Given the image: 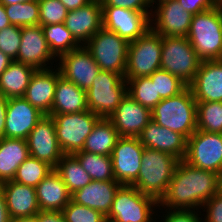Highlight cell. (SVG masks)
I'll return each mask as SVG.
<instances>
[{"instance_id": "cell-30", "label": "cell", "mask_w": 222, "mask_h": 222, "mask_svg": "<svg viewBox=\"0 0 222 222\" xmlns=\"http://www.w3.org/2000/svg\"><path fill=\"white\" fill-rule=\"evenodd\" d=\"M119 138L114 125L108 119L101 118L85 139L82 151L111 156Z\"/></svg>"}, {"instance_id": "cell-36", "label": "cell", "mask_w": 222, "mask_h": 222, "mask_svg": "<svg viewBox=\"0 0 222 222\" xmlns=\"http://www.w3.org/2000/svg\"><path fill=\"white\" fill-rule=\"evenodd\" d=\"M11 25L20 27L40 25L38 0L4 6Z\"/></svg>"}, {"instance_id": "cell-10", "label": "cell", "mask_w": 222, "mask_h": 222, "mask_svg": "<svg viewBox=\"0 0 222 222\" xmlns=\"http://www.w3.org/2000/svg\"><path fill=\"white\" fill-rule=\"evenodd\" d=\"M59 146L64 154H74L83 149L85 139L101 119L90 110L69 113L51 114Z\"/></svg>"}, {"instance_id": "cell-9", "label": "cell", "mask_w": 222, "mask_h": 222, "mask_svg": "<svg viewBox=\"0 0 222 222\" xmlns=\"http://www.w3.org/2000/svg\"><path fill=\"white\" fill-rule=\"evenodd\" d=\"M162 36L149 29L129 43L125 80L150 76L161 67Z\"/></svg>"}, {"instance_id": "cell-19", "label": "cell", "mask_w": 222, "mask_h": 222, "mask_svg": "<svg viewBox=\"0 0 222 222\" xmlns=\"http://www.w3.org/2000/svg\"><path fill=\"white\" fill-rule=\"evenodd\" d=\"M43 116L24 97L8 98L5 137L26 140Z\"/></svg>"}, {"instance_id": "cell-44", "label": "cell", "mask_w": 222, "mask_h": 222, "mask_svg": "<svg viewBox=\"0 0 222 222\" xmlns=\"http://www.w3.org/2000/svg\"><path fill=\"white\" fill-rule=\"evenodd\" d=\"M163 217V222H203L195 210L169 209Z\"/></svg>"}, {"instance_id": "cell-53", "label": "cell", "mask_w": 222, "mask_h": 222, "mask_svg": "<svg viewBox=\"0 0 222 222\" xmlns=\"http://www.w3.org/2000/svg\"><path fill=\"white\" fill-rule=\"evenodd\" d=\"M30 0H0V3H2L4 6L22 3Z\"/></svg>"}, {"instance_id": "cell-47", "label": "cell", "mask_w": 222, "mask_h": 222, "mask_svg": "<svg viewBox=\"0 0 222 222\" xmlns=\"http://www.w3.org/2000/svg\"><path fill=\"white\" fill-rule=\"evenodd\" d=\"M7 103L8 98L0 92V138L5 137Z\"/></svg>"}, {"instance_id": "cell-56", "label": "cell", "mask_w": 222, "mask_h": 222, "mask_svg": "<svg viewBox=\"0 0 222 222\" xmlns=\"http://www.w3.org/2000/svg\"><path fill=\"white\" fill-rule=\"evenodd\" d=\"M156 1H157V2H161V1H164V0H151L152 5H154V3H156Z\"/></svg>"}, {"instance_id": "cell-32", "label": "cell", "mask_w": 222, "mask_h": 222, "mask_svg": "<svg viewBox=\"0 0 222 222\" xmlns=\"http://www.w3.org/2000/svg\"><path fill=\"white\" fill-rule=\"evenodd\" d=\"M73 155L78 159L82 168L90 175L92 180H115L111 156L94 154L82 150Z\"/></svg>"}, {"instance_id": "cell-35", "label": "cell", "mask_w": 222, "mask_h": 222, "mask_svg": "<svg viewBox=\"0 0 222 222\" xmlns=\"http://www.w3.org/2000/svg\"><path fill=\"white\" fill-rule=\"evenodd\" d=\"M53 170L48 163L29 156L18 167L13 181L36 187Z\"/></svg>"}, {"instance_id": "cell-48", "label": "cell", "mask_w": 222, "mask_h": 222, "mask_svg": "<svg viewBox=\"0 0 222 222\" xmlns=\"http://www.w3.org/2000/svg\"><path fill=\"white\" fill-rule=\"evenodd\" d=\"M11 217L7 210L6 200L2 188L0 187V222H10Z\"/></svg>"}, {"instance_id": "cell-25", "label": "cell", "mask_w": 222, "mask_h": 222, "mask_svg": "<svg viewBox=\"0 0 222 222\" xmlns=\"http://www.w3.org/2000/svg\"><path fill=\"white\" fill-rule=\"evenodd\" d=\"M11 219L36 215L40 209L36 188L13 180L0 184Z\"/></svg>"}, {"instance_id": "cell-13", "label": "cell", "mask_w": 222, "mask_h": 222, "mask_svg": "<svg viewBox=\"0 0 222 222\" xmlns=\"http://www.w3.org/2000/svg\"><path fill=\"white\" fill-rule=\"evenodd\" d=\"M145 147L138 137H120L111 154L115 181L132 185L138 178Z\"/></svg>"}, {"instance_id": "cell-12", "label": "cell", "mask_w": 222, "mask_h": 222, "mask_svg": "<svg viewBox=\"0 0 222 222\" xmlns=\"http://www.w3.org/2000/svg\"><path fill=\"white\" fill-rule=\"evenodd\" d=\"M152 12H140L114 6H102V27L117 33L129 43L150 29Z\"/></svg>"}, {"instance_id": "cell-14", "label": "cell", "mask_w": 222, "mask_h": 222, "mask_svg": "<svg viewBox=\"0 0 222 222\" xmlns=\"http://www.w3.org/2000/svg\"><path fill=\"white\" fill-rule=\"evenodd\" d=\"M156 4L157 9L150 16V29L162 37H187L193 14L184 10L178 0H164Z\"/></svg>"}, {"instance_id": "cell-52", "label": "cell", "mask_w": 222, "mask_h": 222, "mask_svg": "<svg viewBox=\"0 0 222 222\" xmlns=\"http://www.w3.org/2000/svg\"><path fill=\"white\" fill-rule=\"evenodd\" d=\"M10 222H38L37 214L33 216L18 217L11 219Z\"/></svg>"}, {"instance_id": "cell-5", "label": "cell", "mask_w": 222, "mask_h": 222, "mask_svg": "<svg viewBox=\"0 0 222 222\" xmlns=\"http://www.w3.org/2000/svg\"><path fill=\"white\" fill-rule=\"evenodd\" d=\"M126 94L127 81L124 77L101 70L86 91L88 109L100 118L108 119Z\"/></svg>"}, {"instance_id": "cell-50", "label": "cell", "mask_w": 222, "mask_h": 222, "mask_svg": "<svg viewBox=\"0 0 222 222\" xmlns=\"http://www.w3.org/2000/svg\"><path fill=\"white\" fill-rule=\"evenodd\" d=\"M8 55L0 51V75L7 69V67L13 62Z\"/></svg>"}, {"instance_id": "cell-26", "label": "cell", "mask_w": 222, "mask_h": 222, "mask_svg": "<svg viewBox=\"0 0 222 222\" xmlns=\"http://www.w3.org/2000/svg\"><path fill=\"white\" fill-rule=\"evenodd\" d=\"M35 188L40 211H62L71 201L67 186L55 170Z\"/></svg>"}, {"instance_id": "cell-41", "label": "cell", "mask_w": 222, "mask_h": 222, "mask_svg": "<svg viewBox=\"0 0 222 222\" xmlns=\"http://www.w3.org/2000/svg\"><path fill=\"white\" fill-rule=\"evenodd\" d=\"M21 28L16 25H9L0 30V51L16 60L19 46L21 45Z\"/></svg>"}, {"instance_id": "cell-4", "label": "cell", "mask_w": 222, "mask_h": 222, "mask_svg": "<svg viewBox=\"0 0 222 222\" xmlns=\"http://www.w3.org/2000/svg\"><path fill=\"white\" fill-rule=\"evenodd\" d=\"M202 60H222V11L217 6L193 15L187 35Z\"/></svg>"}, {"instance_id": "cell-29", "label": "cell", "mask_w": 222, "mask_h": 222, "mask_svg": "<svg viewBox=\"0 0 222 222\" xmlns=\"http://www.w3.org/2000/svg\"><path fill=\"white\" fill-rule=\"evenodd\" d=\"M36 69L13 61L0 75V92L6 98L23 97Z\"/></svg>"}, {"instance_id": "cell-33", "label": "cell", "mask_w": 222, "mask_h": 222, "mask_svg": "<svg viewBox=\"0 0 222 222\" xmlns=\"http://www.w3.org/2000/svg\"><path fill=\"white\" fill-rule=\"evenodd\" d=\"M41 27L51 52L57 58L81 46L66 28L65 23Z\"/></svg>"}, {"instance_id": "cell-21", "label": "cell", "mask_w": 222, "mask_h": 222, "mask_svg": "<svg viewBox=\"0 0 222 222\" xmlns=\"http://www.w3.org/2000/svg\"><path fill=\"white\" fill-rule=\"evenodd\" d=\"M64 23L74 39L85 45L102 28V3L92 0L83 7L68 11Z\"/></svg>"}, {"instance_id": "cell-40", "label": "cell", "mask_w": 222, "mask_h": 222, "mask_svg": "<svg viewBox=\"0 0 222 222\" xmlns=\"http://www.w3.org/2000/svg\"><path fill=\"white\" fill-rule=\"evenodd\" d=\"M40 9V25L64 23L68 14L67 8L60 0H38Z\"/></svg>"}, {"instance_id": "cell-8", "label": "cell", "mask_w": 222, "mask_h": 222, "mask_svg": "<svg viewBox=\"0 0 222 222\" xmlns=\"http://www.w3.org/2000/svg\"><path fill=\"white\" fill-rule=\"evenodd\" d=\"M102 71L125 76L129 42L102 27L84 45Z\"/></svg>"}, {"instance_id": "cell-38", "label": "cell", "mask_w": 222, "mask_h": 222, "mask_svg": "<svg viewBox=\"0 0 222 222\" xmlns=\"http://www.w3.org/2000/svg\"><path fill=\"white\" fill-rule=\"evenodd\" d=\"M149 77L155 82L156 94L161 99L176 96L188 87L180 78L162 69L154 71Z\"/></svg>"}, {"instance_id": "cell-7", "label": "cell", "mask_w": 222, "mask_h": 222, "mask_svg": "<svg viewBox=\"0 0 222 222\" xmlns=\"http://www.w3.org/2000/svg\"><path fill=\"white\" fill-rule=\"evenodd\" d=\"M201 62L187 37H162L160 69L168 71L189 85Z\"/></svg>"}, {"instance_id": "cell-45", "label": "cell", "mask_w": 222, "mask_h": 222, "mask_svg": "<svg viewBox=\"0 0 222 222\" xmlns=\"http://www.w3.org/2000/svg\"><path fill=\"white\" fill-rule=\"evenodd\" d=\"M181 7L193 15L207 11L216 6V0H178Z\"/></svg>"}, {"instance_id": "cell-17", "label": "cell", "mask_w": 222, "mask_h": 222, "mask_svg": "<svg viewBox=\"0 0 222 222\" xmlns=\"http://www.w3.org/2000/svg\"><path fill=\"white\" fill-rule=\"evenodd\" d=\"M54 58L57 59L49 48L41 25L21 28V45L15 61L32 66L36 70H46L51 68L47 64Z\"/></svg>"}, {"instance_id": "cell-28", "label": "cell", "mask_w": 222, "mask_h": 222, "mask_svg": "<svg viewBox=\"0 0 222 222\" xmlns=\"http://www.w3.org/2000/svg\"><path fill=\"white\" fill-rule=\"evenodd\" d=\"M29 156L26 140L0 138V184L13 180L18 167Z\"/></svg>"}, {"instance_id": "cell-27", "label": "cell", "mask_w": 222, "mask_h": 222, "mask_svg": "<svg viewBox=\"0 0 222 222\" xmlns=\"http://www.w3.org/2000/svg\"><path fill=\"white\" fill-rule=\"evenodd\" d=\"M89 110L86 91L62 75L58 77L51 114H69Z\"/></svg>"}, {"instance_id": "cell-3", "label": "cell", "mask_w": 222, "mask_h": 222, "mask_svg": "<svg viewBox=\"0 0 222 222\" xmlns=\"http://www.w3.org/2000/svg\"><path fill=\"white\" fill-rule=\"evenodd\" d=\"M151 114L153 121L186 139L197 130V102L189 87L176 96L162 99Z\"/></svg>"}, {"instance_id": "cell-6", "label": "cell", "mask_w": 222, "mask_h": 222, "mask_svg": "<svg viewBox=\"0 0 222 222\" xmlns=\"http://www.w3.org/2000/svg\"><path fill=\"white\" fill-rule=\"evenodd\" d=\"M154 198L144 195L132 185H121L116 191L107 222H154Z\"/></svg>"}, {"instance_id": "cell-49", "label": "cell", "mask_w": 222, "mask_h": 222, "mask_svg": "<svg viewBox=\"0 0 222 222\" xmlns=\"http://www.w3.org/2000/svg\"><path fill=\"white\" fill-rule=\"evenodd\" d=\"M68 11L75 10L87 5L92 0H60Z\"/></svg>"}, {"instance_id": "cell-1", "label": "cell", "mask_w": 222, "mask_h": 222, "mask_svg": "<svg viewBox=\"0 0 222 222\" xmlns=\"http://www.w3.org/2000/svg\"><path fill=\"white\" fill-rule=\"evenodd\" d=\"M219 190V174L195 168L180 160L159 206L164 207L166 211L168 209H198L199 211V208L202 206L201 209H203V204Z\"/></svg>"}, {"instance_id": "cell-51", "label": "cell", "mask_w": 222, "mask_h": 222, "mask_svg": "<svg viewBox=\"0 0 222 222\" xmlns=\"http://www.w3.org/2000/svg\"><path fill=\"white\" fill-rule=\"evenodd\" d=\"M11 25L9 18L6 14L4 5L0 3V30L6 28L7 26Z\"/></svg>"}, {"instance_id": "cell-18", "label": "cell", "mask_w": 222, "mask_h": 222, "mask_svg": "<svg viewBox=\"0 0 222 222\" xmlns=\"http://www.w3.org/2000/svg\"><path fill=\"white\" fill-rule=\"evenodd\" d=\"M151 119V110L136 102L128 94L108 117L120 137H138Z\"/></svg>"}, {"instance_id": "cell-55", "label": "cell", "mask_w": 222, "mask_h": 222, "mask_svg": "<svg viewBox=\"0 0 222 222\" xmlns=\"http://www.w3.org/2000/svg\"><path fill=\"white\" fill-rule=\"evenodd\" d=\"M220 191H222V173L220 175Z\"/></svg>"}, {"instance_id": "cell-37", "label": "cell", "mask_w": 222, "mask_h": 222, "mask_svg": "<svg viewBox=\"0 0 222 222\" xmlns=\"http://www.w3.org/2000/svg\"><path fill=\"white\" fill-rule=\"evenodd\" d=\"M197 130L222 133V102H197Z\"/></svg>"}, {"instance_id": "cell-23", "label": "cell", "mask_w": 222, "mask_h": 222, "mask_svg": "<svg viewBox=\"0 0 222 222\" xmlns=\"http://www.w3.org/2000/svg\"><path fill=\"white\" fill-rule=\"evenodd\" d=\"M58 68L36 70L32 75L25 91L24 98L44 115H51L55 88L58 77Z\"/></svg>"}, {"instance_id": "cell-46", "label": "cell", "mask_w": 222, "mask_h": 222, "mask_svg": "<svg viewBox=\"0 0 222 222\" xmlns=\"http://www.w3.org/2000/svg\"><path fill=\"white\" fill-rule=\"evenodd\" d=\"M38 222H66L62 211H39Z\"/></svg>"}, {"instance_id": "cell-42", "label": "cell", "mask_w": 222, "mask_h": 222, "mask_svg": "<svg viewBox=\"0 0 222 222\" xmlns=\"http://www.w3.org/2000/svg\"><path fill=\"white\" fill-rule=\"evenodd\" d=\"M206 210L203 222H222V191H218L213 197L203 204Z\"/></svg>"}, {"instance_id": "cell-31", "label": "cell", "mask_w": 222, "mask_h": 222, "mask_svg": "<svg viewBox=\"0 0 222 222\" xmlns=\"http://www.w3.org/2000/svg\"><path fill=\"white\" fill-rule=\"evenodd\" d=\"M54 170L60 175L71 195L92 182L90 175L73 154H64Z\"/></svg>"}, {"instance_id": "cell-20", "label": "cell", "mask_w": 222, "mask_h": 222, "mask_svg": "<svg viewBox=\"0 0 222 222\" xmlns=\"http://www.w3.org/2000/svg\"><path fill=\"white\" fill-rule=\"evenodd\" d=\"M188 87L196 102H222V60L202 61Z\"/></svg>"}, {"instance_id": "cell-39", "label": "cell", "mask_w": 222, "mask_h": 222, "mask_svg": "<svg viewBox=\"0 0 222 222\" xmlns=\"http://www.w3.org/2000/svg\"><path fill=\"white\" fill-rule=\"evenodd\" d=\"M66 222H107L106 216L95 209L71 201L62 210Z\"/></svg>"}, {"instance_id": "cell-43", "label": "cell", "mask_w": 222, "mask_h": 222, "mask_svg": "<svg viewBox=\"0 0 222 222\" xmlns=\"http://www.w3.org/2000/svg\"><path fill=\"white\" fill-rule=\"evenodd\" d=\"M101 3L102 6L122 7L140 12H152L153 8H156L153 7L151 0H103ZM150 6L152 9L149 8Z\"/></svg>"}, {"instance_id": "cell-24", "label": "cell", "mask_w": 222, "mask_h": 222, "mask_svg": "<svg viewBox=\"0 0 222 222\" xmlns=\"http://www.w3.org/2000/svg\"><path fill=\"white\" fill-rule=\"evenodd\" d=\"M120 186L121 184L115 180H92L91 183L73 193L71 199L78 204L95 209L107 217Z\"/></svg>"}, {"instance_id": "cell-2", "label": "cell", "mask_w": 222, "mask_h": 222, "mask_svg": "<svg viewBox=\"0 0 222 222\" xmlns=\"http://www.w3.org/2000/svg\"><path fill=\"white\" fill-rule=\"evenodd\" d=\"M179 161L169 153L145 147L138 178L132 186L160 202L167 192Z\"/></svg>"}, {"instance_id": "cell-15", "label": "cell", "mask_w": 222, "mask_h": 222, "mask_svg": "<svg viewBox=\"0 0 222 222\" xmlns=\"http://www.w3.org/2000/svg\"><path fill=\"white\" fill-rule=\"evenodd\" d=\"M26 142L31 157L44 161L53 168L64 155L58 143L54 118L51 115H44L38 121L26 138Z\"/></svg>"}, {"instance_id": "cell-22", "label": "cell", "mask_w": 222, "mask_h": 222, "mask_svg": "<svg viewBox=\"0 0 222 222\" xmlns=\"http://www.w3.org/2000/svg\"><path fill=\"white\" fill-rule=\"evenodd\" d=\"M138 139L146 148L169 153L179 160L185 157L187 139L180 133L160 126L152 119L142 130Z\"/></svg>"}, {"instance_id": "cell-16", "label": "cell", "mask_w": 222, "mask_h": 222, "mask_svg": "<svg viewBox=\"0 0 222 222\" xmlns=\"http://www.w3.org/2000/svg\"><path fill=\"white\" fill-rule=\"evenodd\" d=\"M58 59L60 61L57 67L60 74L85 91L91 87L95 77L101 71L84 45L63 54Z\"/></svg>"}, {"instance_id": "cell-34", "label": "cell", "mask_w": 222, "mask_h": 222, "mask_svg": "<svg viewBox=\"0 0 222 222\" xmlns=\"http://www.w3.org/2000/svg\"><path fill=\"white\" fill-rule=\"evenodd\" d=\"M127 94L150 110L162 100L149 76L128 79Z\"/></svg>"}, {"instance_id": "cell-11", "label": "cell", "mask_w": 222, "mask_h": 222, "mask_svg": "<svg viewBox=\"0 0 222 222\" xmlns=\"http://www.w3.org/2000/svg\"><path fill=\"white\" fill-rule=\"evenodd\" d=\"M198 169L222 173V133L196 130L187 139L186 154L183 159Z\"/></svg>"}, {"instance_id": "cell-54", "label": "cell", "mask_w": 222, "mask_h": 222, "mask_svg": "<svg viewBox=\"0 0 222 222\" xmlns=\"http://www.w3.org/2000/svg\"><path fill=\"white\" fill-rule=\"evenodd\" d=\"M216 6L222 11V0H216Z\"/></svg>"}]
</instances>
